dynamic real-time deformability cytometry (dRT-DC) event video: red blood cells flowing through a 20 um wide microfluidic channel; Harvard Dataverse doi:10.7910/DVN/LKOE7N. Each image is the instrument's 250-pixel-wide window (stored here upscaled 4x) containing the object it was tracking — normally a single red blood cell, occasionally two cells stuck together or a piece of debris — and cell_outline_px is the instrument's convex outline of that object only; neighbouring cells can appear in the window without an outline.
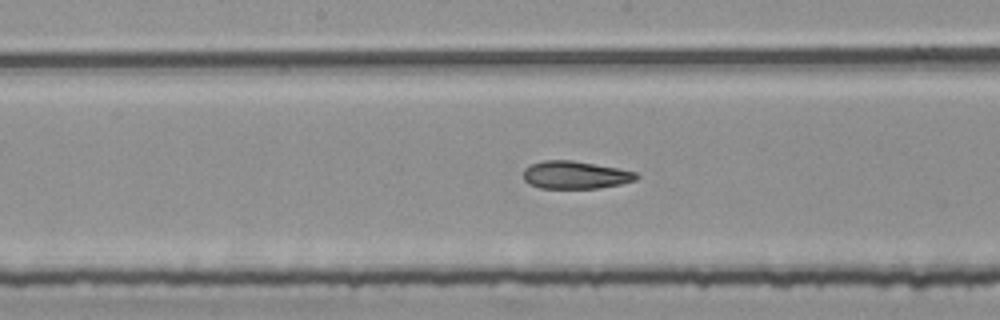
{"species": "common noctule bat (a hibernating species)", "species_latin": "Nyctalus noctula", "temperature_condition": "room temperature", "stored_images_in_passage": 51, "segment_of_instrument_passage": [2, 2], "camera_frame_rate_fps": 3000, "um_per_image_px": 0.085, "animal": {"sex": "female", "body_mass_g": 25.1}, "frame": {"image": 1, "passage_image": 25, "time_ms": 8.0, "image_size_px": [1000, 320], "cell_outline_px": [[640, 176], [636, 180], [620, 184], [600, 188], [540, 188], [528, 184], [524, 180], [524, 168], [528, 164], [544, 160], [572, 160], [616, 168], [636, 172]], "centroid_in_image_um": [48.87, 14.87], "position_along_channel_um": 199.3, "area_um2": 18.32}}
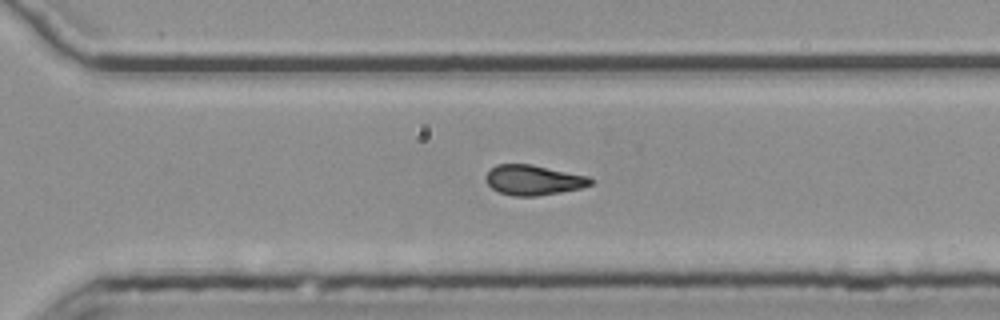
{"frame": {"image": 2, "passage_image": 35, "time_ms": 11.333, "image_size_px": [1000, 320], "cell_outline_px": [[596, 180], [592, 184], [580, 188], [560, 192], [536, 196], [512, 196], [500, 192], [492, 188], [484, 180], [484, 176], [488, 168], [496, 164], [532, 164], [588, 176]], "centroid_in_image_um": [45.3, 15.29], "position_along_channel_um": 325.3, "area_um2": 18.61}}
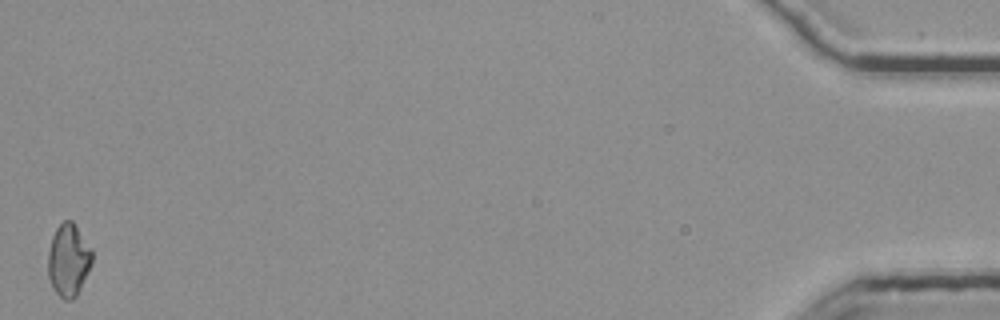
{"frame": {"image": 3, "passage_image": 51, "time_ms": 16.667, "image_size_px": [1000, 320], "cell_outline_px": [[92, 264], [76, 296], [72, 300], [64, 300], [56, 292], [48, 276], [48, 252], [52, 236], [56, 228], [64, 220], [72, 220], [92, 248]], "centroid_in_image_um": [5.83, 22.09], "position_along_channel_um": 429.4, "area_um2": 18.61}}